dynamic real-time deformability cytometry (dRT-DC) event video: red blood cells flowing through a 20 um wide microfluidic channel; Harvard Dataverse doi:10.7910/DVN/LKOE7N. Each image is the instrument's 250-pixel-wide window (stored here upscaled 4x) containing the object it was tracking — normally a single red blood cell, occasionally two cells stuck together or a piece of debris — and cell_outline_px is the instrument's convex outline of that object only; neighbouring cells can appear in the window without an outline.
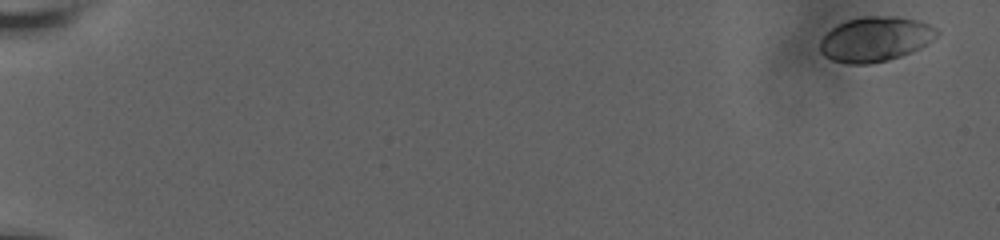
{"species": "human", "species_latin": "Homo sapiens", "temperature_condition": "room temperature", "stored_images_in_passage": 19, "camera_frame_rate_fps": 3000, "um_per_image_px": 0.085, "donor": {"sex": "male"}, "frame": {"image": 1, "passage_image": 1, "time_ms": 0.0, "image_size_px": [1000, 240], "cell_outline_px": [[940, 32], [932, 40], [920, 48], [912, 52], [888, 60], [872, 64], [848, 64], [832, 60], [824, 56], [820, 52], [820, 40], [832, 28], [848, 20], [864, 16], [896, 16], [920, 20], [936, 28]], "centroid_in_image_um": [74.42, 3.33], "position_along_channel_um": 10.6, "area_um2": 30.58}}
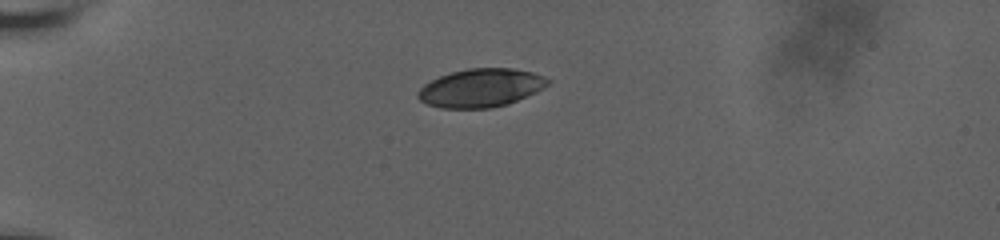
{"frame": {"image": 2, "passage_image": 14, "time_ms": 5.333, "image_size_px": [1000, 240], "cell_outline_px": [[552, 80], [548, 84], [536, 92], [508, 104], [488, 108], [440, 108], [428, 104], [420, 100], [416, 96], [416, 92], [424, 84], [440, 76], [452, 72], [468, 68], [512, 68], [532, 72], [544, 76]], "centroid_in_image_um": [40.87, 7.47], "position_along_channel_um": 44.1, "area_um2": 29.02}}
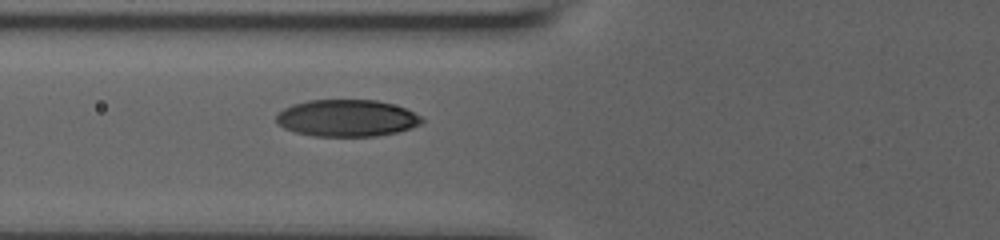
{"frame": {"image": 3, "passage_image": 19, "time_ms": 8.0, "image_size_px": [1000, 240], "cell_outline_px": [[424, 124], [412, 128], [396, 132], [376, 136], [312, 136], [296, 132], [284, 128], [276, 124], [276, 116], [284, 108], [292, 104], [308, 100], [376, 100], [392, 104], [404, 108], [420, 116], [424, 120]], "centroid_in_image_um": [29.48, 10.04], "position_along_channel_um": 96.3, "area_um2": 31.39}}